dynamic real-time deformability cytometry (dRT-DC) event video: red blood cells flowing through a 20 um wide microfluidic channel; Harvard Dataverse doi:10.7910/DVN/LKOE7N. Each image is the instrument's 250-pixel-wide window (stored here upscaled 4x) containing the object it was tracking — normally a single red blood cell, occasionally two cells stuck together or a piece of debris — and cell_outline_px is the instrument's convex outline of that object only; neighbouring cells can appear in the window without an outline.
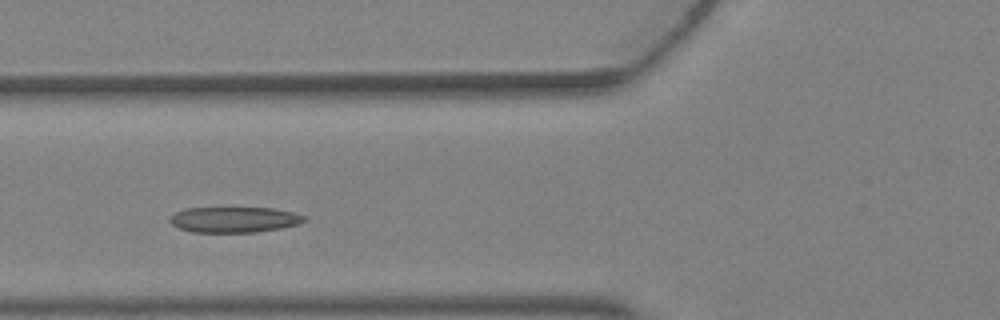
{"species": "Egyptian fruit bat (a non-hibernating species)", "species_latin": "Rousettus aegyptiacus", "temperature_condition": "warm", "stored_images_in_passage": 2, "camera_frame_rate_fps": 3000, "um_per_image_px": 0.085, "animal": {"sex": "female"}, "frame": {"image": 1, "passage_image": 2, "time_ms": 0.333, "image_size_px": [1000, 320], "cell_outline_px": [[308, 220], [300, 224], [280, 228], [256, 232], [192, 232], [180, 228], [172, 224], [168, 220], [176, 212], [184, 208], [276, 208], [308, 216]], "centroid_in_image_um": [19.97, 18.66], "position_along_channel_um": 105.8, "area_um2": 20.17}}